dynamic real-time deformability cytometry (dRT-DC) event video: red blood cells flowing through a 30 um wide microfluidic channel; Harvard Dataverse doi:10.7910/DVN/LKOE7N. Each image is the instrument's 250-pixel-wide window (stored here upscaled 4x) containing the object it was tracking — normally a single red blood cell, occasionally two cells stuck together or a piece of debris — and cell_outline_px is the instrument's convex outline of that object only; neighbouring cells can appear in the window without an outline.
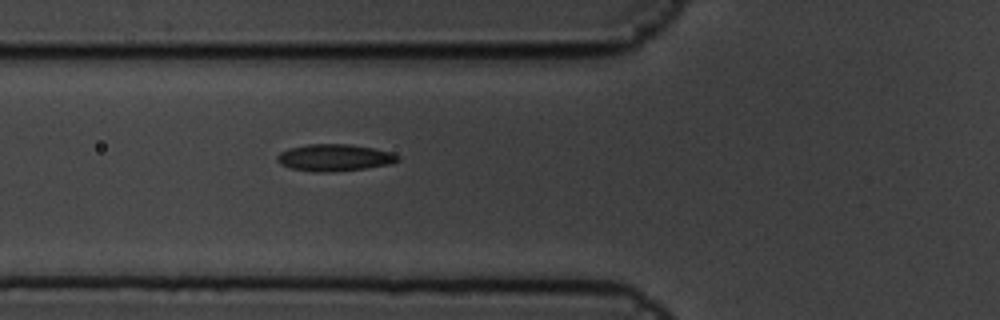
{"species": "common noctule bat (a hibernating species)", "species_latin": "Nyctalus noctula", "temperature_condition": "cold", "stored_images_in_passage": 6, "camera_frame_rate_fps": 3000, "um_per_image_px": 0.085, "animal": {"sex": "male", "body_mass_g": 19.5, "forearm_length_mm": 54.6}, "frame": {"image": 1, "passage_image": 6, "time_ms": 1.667, "image_size_px": [1000, 320], "cell_outline_px": [[400, 160], [392, 164], [364, 168], [332, 172], [312, 172], [292, 168], [280, 164], [276, 160], [276, 156], [280, 152], [288, 148], [308, 144], [348, 144], [372, 148], [392, 152], [400, 156]], "centroid_in_image_um": [28.43, 13.4], "position_along_channel_um": 97.4, "area_um2": 19.02}}